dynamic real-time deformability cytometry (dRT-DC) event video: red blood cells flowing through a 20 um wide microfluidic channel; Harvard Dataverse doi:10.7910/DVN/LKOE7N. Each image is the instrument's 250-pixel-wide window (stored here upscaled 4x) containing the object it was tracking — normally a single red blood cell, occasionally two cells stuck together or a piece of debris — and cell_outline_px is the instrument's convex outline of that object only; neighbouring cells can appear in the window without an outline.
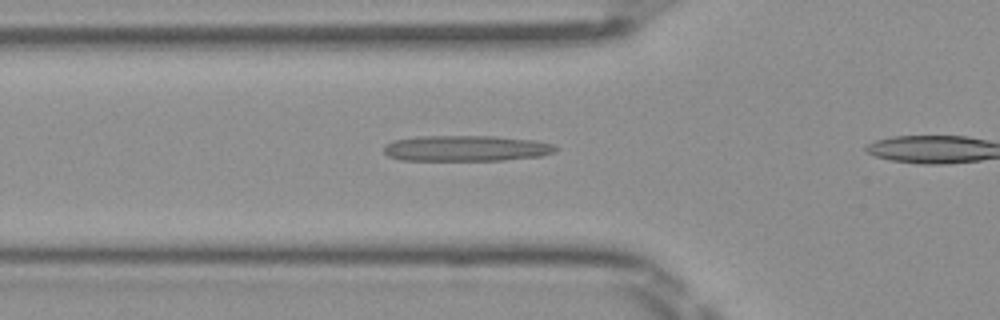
{"species": "Egyptian fruit bat (a non-hibernating species)", "species_latin": "Rousettus aegyptiacus", "temperature_condition": "room temperature", "stored_images_in_passage": 30, "camera_frame_rate_fps": 3000, "um_per_image_px": 0.085, "frame": {"image": 1, "passage_image": 7, "time_ms": 2.0, "image_size_px": [1000, 320], "cell_outline_px": [[560, 148], [556, 152], [540, 156], [504, 160], [400, 160], [388, 156], [384, 152], [384, 144], [392, 140], [420, 136], [492, 136], [536, 140], [552, 144]], "centroid_in_image_um": [39.63, 12.6], "position_along_channel_um": 86.2, "area_um2": 26.01}}
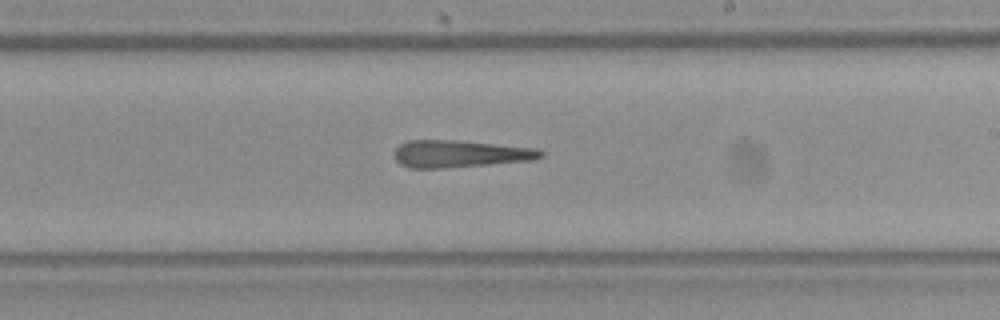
{"frame": {"image": 2, "passage_image": 19, "time_ms": 6.0, "image_size_px": [1000, 320], "cell_outline_px": [[544, 156], [532, 160], [444, 168], [408, 168], [400, 164], [392, 156], [392, 152], [400, 144], [408, 140], [460, 140], [536, 148], [544, 152]], "centroid_in_image_um": [39.05, 13.07], "position_along_channel_um": 250.0, "area_um2": 23.41}}
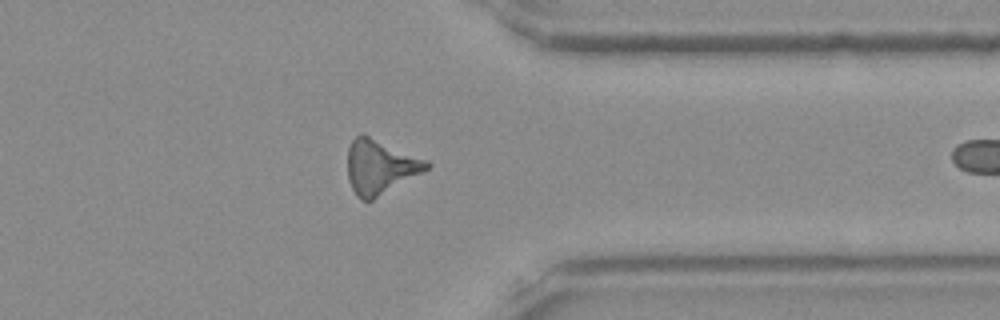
{"frame": {"image": 3, "passage_image": 29, "time_ms": 9.333, "image_size_px": [1000, 320], "cell_outline_px": [[432, 164], [428, 168], [372, 200], [360, 200], [356, 196], [348, 180], [348, 148], [352, 140], [360, 132], [364, 132], [428, 160]], "centroid_in_image_um": [32.28, 14.13], "position_along_channel_um": 379.1, "area_um2": 25.14}}